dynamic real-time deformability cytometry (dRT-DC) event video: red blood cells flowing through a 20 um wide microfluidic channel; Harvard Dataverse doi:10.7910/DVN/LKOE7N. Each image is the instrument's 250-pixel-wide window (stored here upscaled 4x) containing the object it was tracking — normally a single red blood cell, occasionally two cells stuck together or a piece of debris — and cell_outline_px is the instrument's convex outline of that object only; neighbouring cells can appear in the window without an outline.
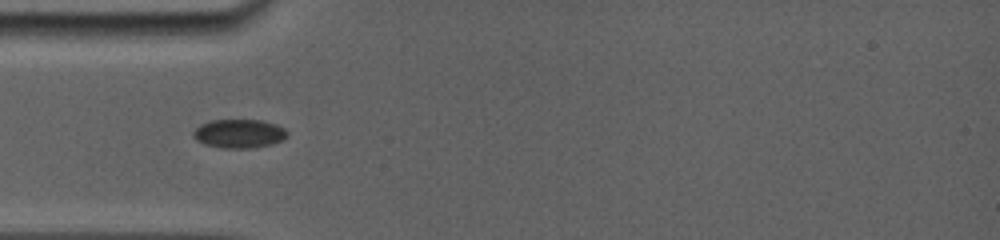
{"species": "common noctule bat (a hibernating species)", "species_latin": "Nyctalus noctula", "temperature_condition": "room temperature", "stored_images_in_passage": 3, "camera_frame_rate_fps": 5000, "um_per_image_px": 0.085, "animal": {"sex": "female", "body_mass_g": 19.0, "forearm_length_mm": 56.7}, "frame": {"image": 1, "passage_image": 1, "time_ms": 0.0, "image_size_px": [1000, 240], "cell_outline_px": [[288, 136], [272, 144], [252, 148], [224, 148], [204, 144], [196, 140], [192, 136], [192, 132], [200, 124], [208, 120], [260, 120], [276, 124], [284, 128], [288, 132]], "centroid_in_image_um": [20.3, 11.35], "position_along_channel_um": 64.7, "area_um2": 15.84}}
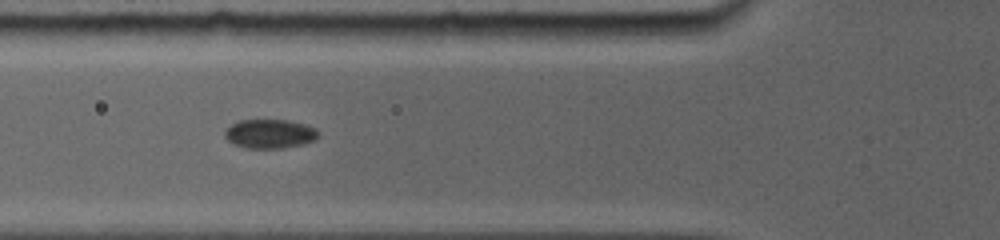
{"frame": {"image": 2, "passage_image": 2, "time_ms": 1.0, "image_size_px": [1000, 240], "cell_outline_px": [[320, 132], [316, 140], [304, 144], [284, 148], [244, 148], [232, 144], [224, 136], [224, 132], [232, 124], [240, 120], [288, 120], [304, 124], [316, 128]], "centroid_in_image_um": [22.95, 11.38], "position_along_channel_um": 102.8, "area_um2": 16.01}}
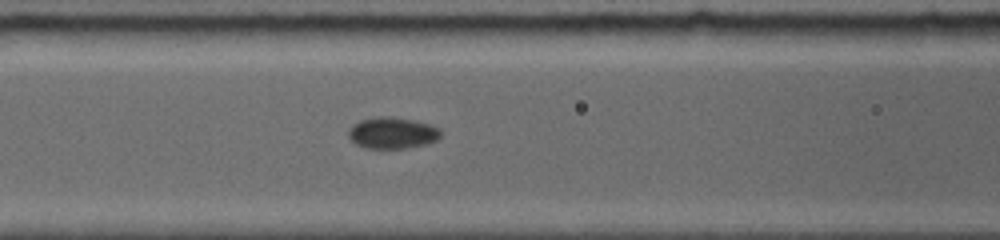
{"frame": {"image": 3, "passage_image": 3, "time_ms": 1.8, "image_size_px": [1000, 240], "cell_outline_px": [[440, 136], [436, 140], [428, 144], [408, 148], [364, 148], [356, 144], [348, 136], [348, 128], [352, 124], [360, 120], [380, 116], [388, 116], [412, 120], [432, 124], [440, 128]], "centroid_in_image_um": [33.34, 11.3], "position_along_channel_um": 133.3, "area_um2": 17.05}}